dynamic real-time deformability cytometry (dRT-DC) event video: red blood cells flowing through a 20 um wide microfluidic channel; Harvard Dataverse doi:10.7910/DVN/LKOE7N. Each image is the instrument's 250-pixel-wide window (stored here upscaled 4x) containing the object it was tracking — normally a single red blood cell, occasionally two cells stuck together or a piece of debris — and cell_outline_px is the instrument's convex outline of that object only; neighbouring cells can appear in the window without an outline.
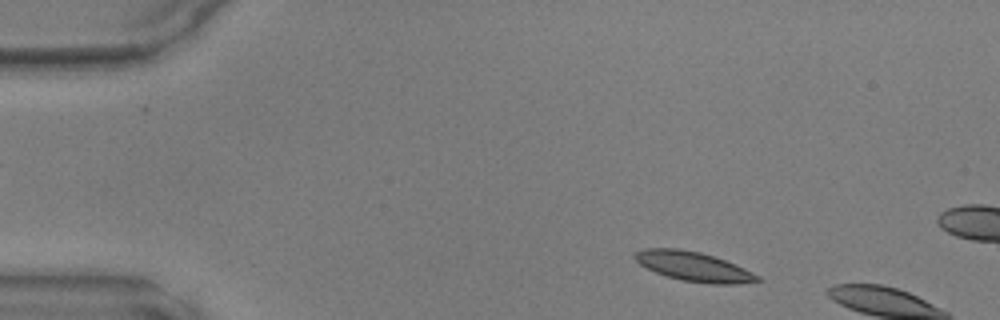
{"species": "common noctule bat (a hibernating species)", "species_latin": "Nyctalus noctula", "temperature_condition": "warm", "stored_images_in_passage": 7, "camera_frame_rate_fps": 3000, "um_per_image_px": 0.085, "animal": {"sex": "male", "body_mass_g": 17.9, "forearm_length_mm": 54.2}, "frame": {"image": 1, "passage_image": 4, "time_ms": 1.0, "image_size_px": [1000, 320], "cell_outline_px": [[764, 280], [736, 284], [712, 284], [684, 280], [668, 276], [656, 272], [640, 264], [632, 256], [636, 252], [644, 248], [680, 248], [700, 252], [724, 260], [744, 268], [760, 276]], "centroid_in_image_um": [58.97, 22.64], "position_along_channel_um": 26.0, "area_um2": 20.81}}